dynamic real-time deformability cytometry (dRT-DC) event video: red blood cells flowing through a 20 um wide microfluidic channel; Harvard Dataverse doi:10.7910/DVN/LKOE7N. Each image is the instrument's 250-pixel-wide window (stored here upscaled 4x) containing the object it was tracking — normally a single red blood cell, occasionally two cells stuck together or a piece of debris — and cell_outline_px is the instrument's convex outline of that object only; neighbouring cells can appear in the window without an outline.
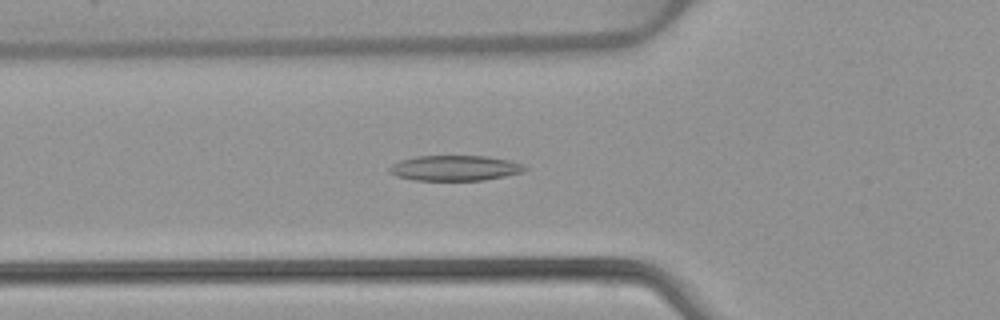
{"species": "common noctule bat (a hibernating species)", "species_latin": "Nyctalus noctula", "temperature_condition": "warm", "stored_images_in_passage": 49, "camera_frame_rate_fps": 3000, "um_per_image_px": 0.085, "animal": {"sex": "female", "body_mass_g": 22.7, "forearm_length_mm": 54.2}, "frame": {"image": 1, "passage_image": 17, "time_ms": 5.333, "image_size_px": [1000, 320], "cell_outline_px": [[528, 168], [524, 172], [484, 180], [416, 180], [396, 176], [388, 172], [388, 168], [392, 164], [400, 160], [416, 156], [488, 156], [512, 160], [524, 164]], "centroid_in_image_um": [38.7, 14.28], "position_along_channel_um": 87.1, "area_um2": 20.17}}
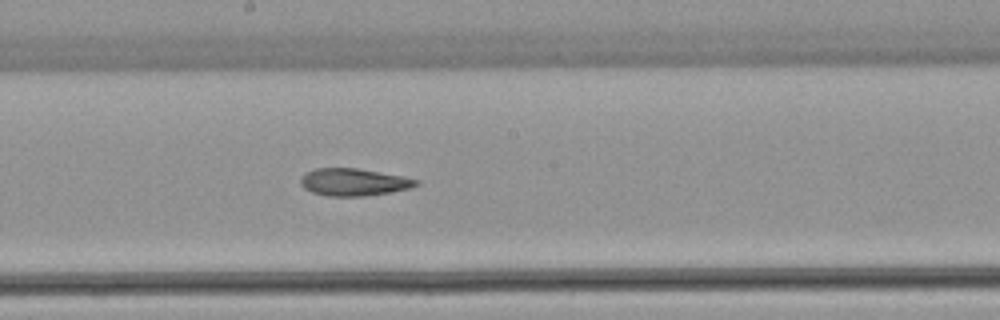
{"frame": {"image": 2, "passage_image": 27, "time_ms": 8.667, "image_size_px": [1000, 320], "cell_outline_px": [[420, 184], [412, 188], [392, 192], [364, 196], [328, 196], [312, 192], [304, 188], [300, 184], [300, 176], [316, 168], [356, 168], [400, 176], [420, 180]], "centroid_in_image_um": [30.07, 15.49], "position_along_channel_um": 218.1, "area_um2": 18.38}}
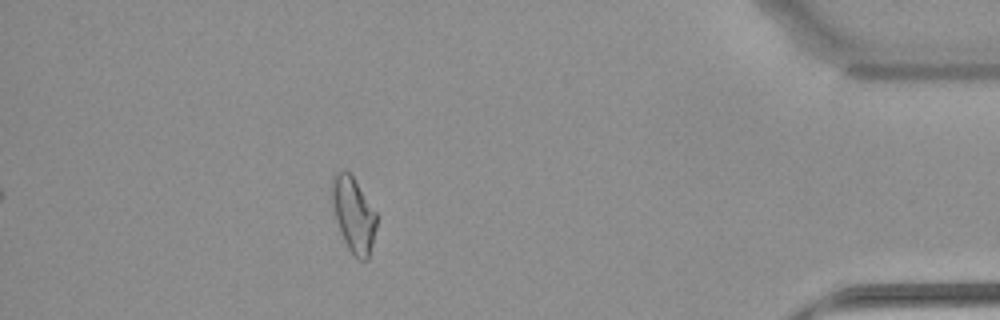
{"frame": {"image": 3, "passage_image": 45, "time_ms": 14.667, "image_size_px": [1000, 320], "cell_outline_px": [[376, 228], [368, 260], [360, 260], [348, 248], [340, 232], [332, 208], [332, 176], [336, 172], [344, 168], [352, 176], [376, 212]], "centroid_in_image_um": [30.03, 18.22], "position_along_channel_um": 405.2, "area_um2": 19.31}}